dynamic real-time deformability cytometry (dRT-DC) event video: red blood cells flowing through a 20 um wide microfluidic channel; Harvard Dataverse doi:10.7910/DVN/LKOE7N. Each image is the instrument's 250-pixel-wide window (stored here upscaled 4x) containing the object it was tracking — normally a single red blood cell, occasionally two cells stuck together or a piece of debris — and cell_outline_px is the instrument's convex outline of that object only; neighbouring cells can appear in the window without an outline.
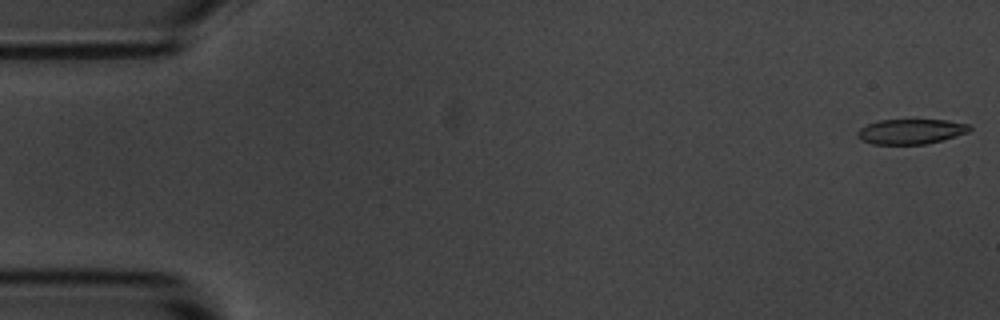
{"species": "common noctule bat (a hibernating species)", "species_latin": "Nyctalus noctula", "temperature_condition": "room temperature", "stored_images_in_passage": 55, "camera_frame_rate_fps": 3000, "um_per_image_px": 0.085, "animal": {"sex": "male", "body_mass_g": 20.1, "forearm_length_mm": 53.5}, "frame": {"image": 1, "passage_image": 1, "time_ms": 0.0, "image_size_px": [1000, 320], "cell_outline_px": [[972, 128], [968, 132], [940, 140], [924, 144], [872, 144], [860, 140], [856, 132], [860, 128], [868, 124], [880, 120], [948, 120], [968, 124]], "centroid_in_image_um": [77.39, 11.17], "position_along_channel_um": 7.6, "area_um2": 16.18}}
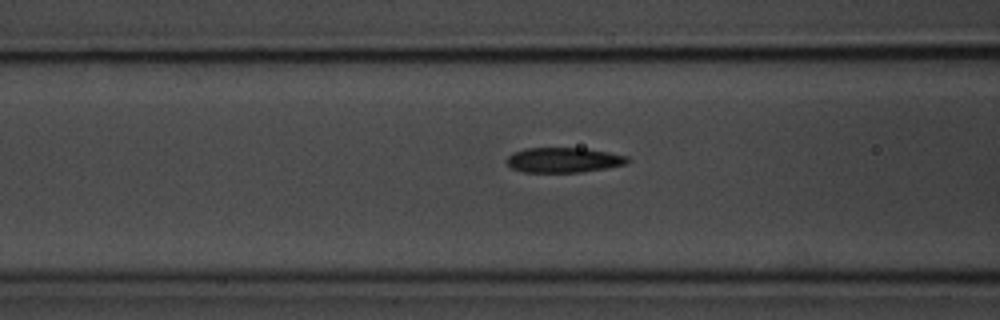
{"frame": {"image": 2, "passage_image": 21, "time_ms": 6.667, "image_size_px": [1000, 320], "cell_outline_px": [[632, 160], [624, 164], [604, 168], [580, 172], [524, 172], [512, 168], [508, 164], [508, 156], [512, 152], [524, 148], [584, 148], [608, 152], [628, 156]], "centroid_in_image_um": [47.9, 13.59], "position_along_channel_um": 118.7, "area_um2": 17.51}}
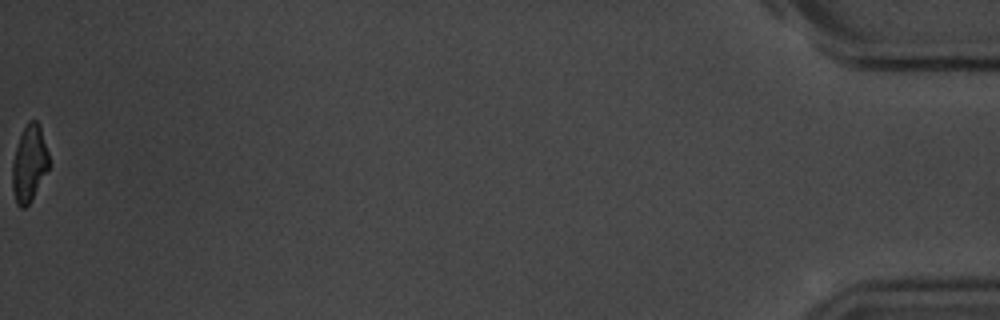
{"frame": {"image": 3, "passage_image": 55, "time_ms": 18.0, "image_size_px": [1000, 320], "cell_outline_px": [[48, 168], [32, 200], [24, 208], [20, 208], [16, 204], [12, 188], [12, 164], [16, 148], [20, 136], [28, 120], [36, 120], [40, 128], [48, 152]], "centroid_in_image_um": [2.46, 13.94], "position_along_channel_um": 432.7, "area_um2": 16.07}, "authors_computed_cell_mechanics": {"area_um2": 17.918, "velocity_mm_per_s": 3.6623, "shape_relaxation_time_tau1_ms": 2.8247, "shape_relaxation_time_tau2_ms": 2.5481, "deformation_change_tau1": 0.1303, "deformation_change_tau2": 0.0864}}